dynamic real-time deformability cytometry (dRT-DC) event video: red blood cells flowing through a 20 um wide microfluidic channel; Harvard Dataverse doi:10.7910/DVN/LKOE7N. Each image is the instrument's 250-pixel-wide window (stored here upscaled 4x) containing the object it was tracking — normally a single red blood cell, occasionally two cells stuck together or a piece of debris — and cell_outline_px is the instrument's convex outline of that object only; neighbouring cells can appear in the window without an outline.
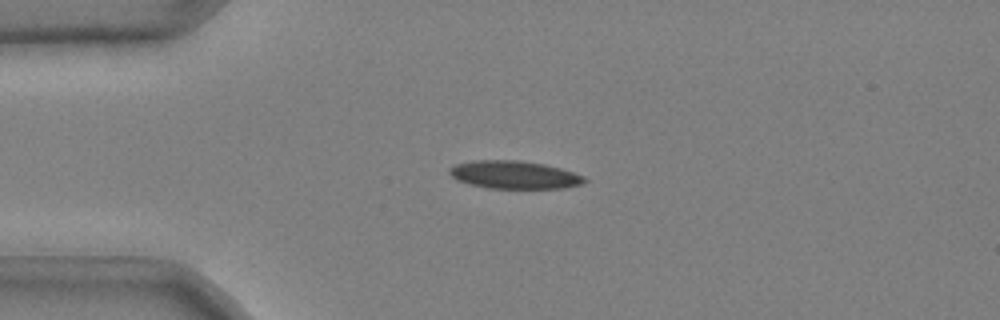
{"species": "common noctule bat (a hibernating species)", "species_latin": "Nyctalus noctula", "temperature_condition": "cold", "stored_images_in_passage": 40, "camera_frame_rate_fps": 3000, "um_per_image_px": 0.085, "animal": {"sex": "male", "body_mass_g": 20.4}, "frame": {"image": 1, "passage_image": 1, "time_ms": 0.0, "image_size_px": [1000, 320], "cell_outline_px": [[588, 180], [580, 184], [564, 188], [488, 188], [456, 180], [448, 172], [448, 168], [456, 164], [472, 160], [520, 160], [544, 164], [560, 168], [584, 176]], "centroid_in_image_um": [43.69, 14.85], "position_along_channel_um": 41.3, "area_um2": 21.91}}
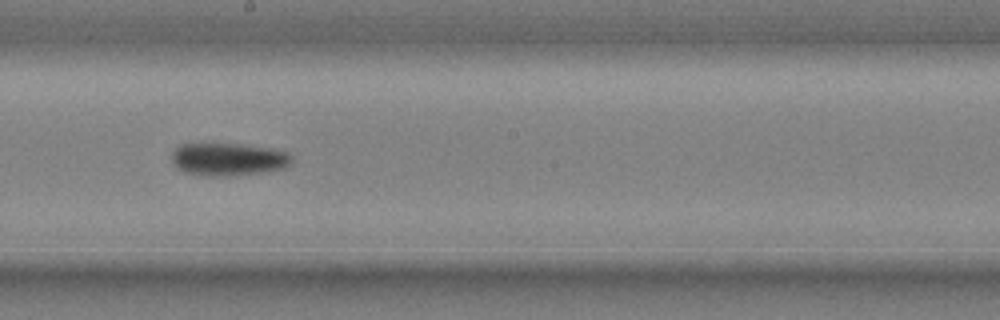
{"frame": {"image": 2, "passage_image": 18, "time_ms": 5.667, "image_size_px": [1000, 320], "cell_outline_px": [[292, 160], [284, 168], [236, 176], [196, 176], [184, 172], [176, 168], [172, 160], [172, 152], [180, 144], [240, 144], [268, 148], [288, 152], [292, 156]], "centroid_in_image_um": [19.36, 13.55], "position_along_channel_um": 228.8, "area_um2": 23.0}}
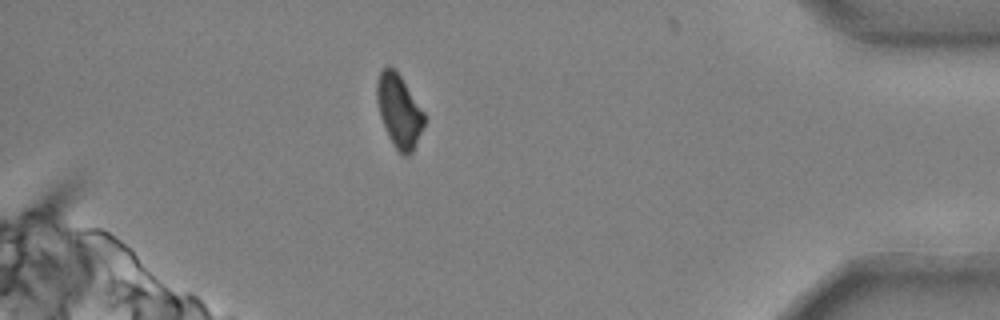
{"frame": {"image": 3, "passage_image": 35, "time_ms": 11.333, "image_size_px": [1000, 320], "cell_outline_px": [[424, 124], [412, 152], [408, 156], [404, 156], [392, 144], [388, 136], [380, 116], [376, 100], [376, 80], [380, 72], [388, 64], [400, 76], [424, 112]], "centroid_in_image_um": [33.89, 9.43], "position_along_channel_um": 401.3, "area_um2": 19.88}}